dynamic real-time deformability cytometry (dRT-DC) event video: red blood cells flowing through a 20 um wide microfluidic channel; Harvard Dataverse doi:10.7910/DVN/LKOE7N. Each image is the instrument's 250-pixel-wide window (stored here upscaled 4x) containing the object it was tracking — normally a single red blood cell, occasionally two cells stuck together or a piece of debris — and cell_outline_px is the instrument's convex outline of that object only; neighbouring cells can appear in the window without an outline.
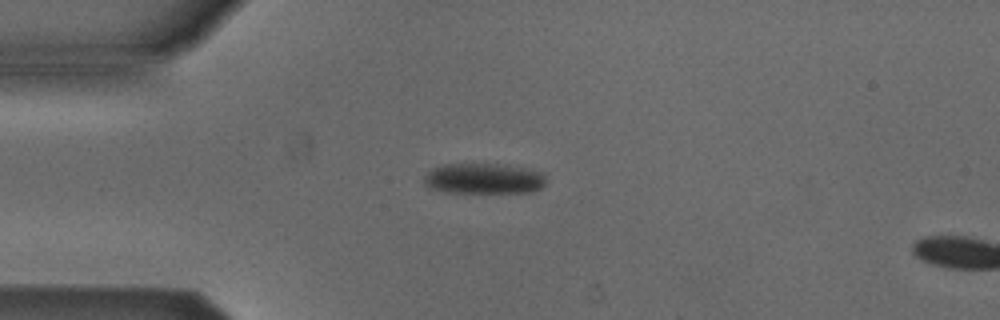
{"species": "Egyptian fruit bat (a non-hibernating species)", "species_latin": "Rousettus aegyptiacus", "temperature_condition": "cold", "stored_images_in_passage": 3, "camera_frame_rate_fps": 3000, "um_per_image_px": 0.085, "animal": {"sex": "male"}, "frame": {"image": 1, "passage_image": 1, "time_ms": 0.0, "image_size_px": [1000, 320], "cell_outline_px": [[548, 180], [540, 188], [532, 192], [444, 192], [428, 188], [424, 184], [424, 176], [432, 168], [444, 164], [504, 164], [528, 168], [544, 172]], "centroid_in_image_um": [41.15, 15.17], "position_along_channel_um": 43.9, "area_um2": 22.08}}